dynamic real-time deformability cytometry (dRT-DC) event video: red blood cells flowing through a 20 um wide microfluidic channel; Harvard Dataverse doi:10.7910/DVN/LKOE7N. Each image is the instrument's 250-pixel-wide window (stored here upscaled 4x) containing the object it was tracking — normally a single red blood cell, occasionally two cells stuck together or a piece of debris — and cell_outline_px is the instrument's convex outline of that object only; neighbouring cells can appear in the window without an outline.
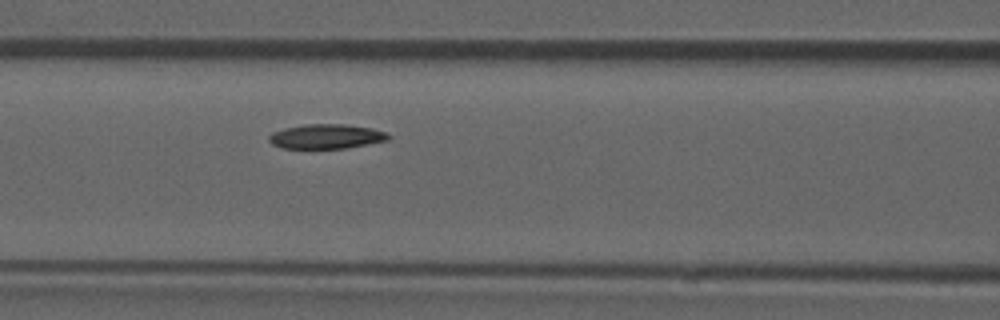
{"species": "common noctule bat (a hibernating species)", "species_latin": "Nyctalus noctula", "temperature_condition": "room temperature", "stored_images_in_passage": 5, "camera_frame_rate_fps": 3000, "um_per_image_px": 0.085, "animal": {"sex": "male", "forearm_length_mm": 52.5}, "frame": {"image": 1, "passage_image": 5, "time_ms": 1.333, "image_size_px": [1000, 320], "cell_outline_px": [[392, 136], [388, 140], [348, 148], [280, 148], [272, 144], [268, 140], [268, 136], [272, 132], [284, 128], [304, 124], [348, 124], [372, 128], [388, 132]], "centroid_in_image_um": [27.75, 11.59], "position_along_channel_um": 138.8, "area_um2": 17.34}}